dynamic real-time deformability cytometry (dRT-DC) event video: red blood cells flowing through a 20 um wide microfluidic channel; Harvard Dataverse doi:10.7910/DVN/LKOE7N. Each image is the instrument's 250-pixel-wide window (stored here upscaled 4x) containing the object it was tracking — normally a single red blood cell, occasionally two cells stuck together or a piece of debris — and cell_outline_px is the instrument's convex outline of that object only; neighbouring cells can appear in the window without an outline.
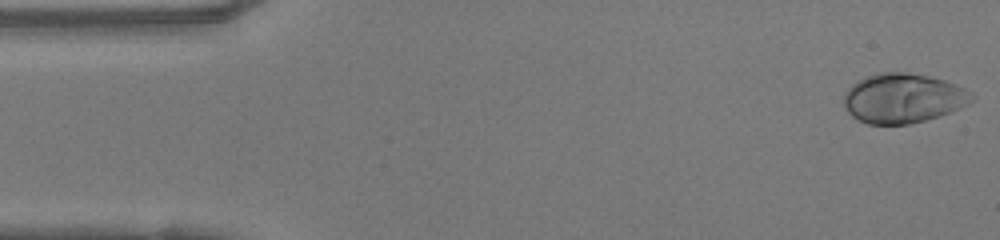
{"species": "human", "species_latin": "Homo sapiens", "temperature_condition": "warm", "stored_images_in_passage": 48, "camera_frame_rate_fps": 3000, "um_per_image_px": 0.085, "donor": {"sex": "female"}, "frame": {"image": 1, "passage_image": 1, "time_ms": 0.0, "image_size_px": [1000, 240], "cell_outline_px": [[976, 96], [972, 100], [940, 116], [908, 124], [868, 124], [852, 116], [848, 112], [844, 104], [844, 92], [852, 84], [868, 76], [880, 72], [908, 72], [928, 76], [944, 80], [956, 84], [964, 88]], "centroid_in_image_um": [76.73, 8.34], "position_along_channel_um": 8.3, "area_um2": 36.59}}
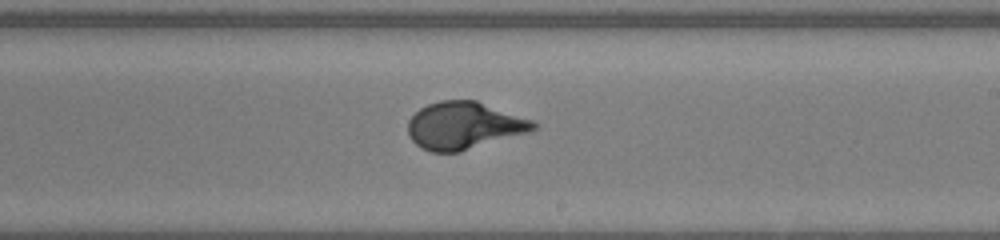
{"frame": {"image": 2, "passage_image": 27, "time_ms": 8.667, "image_size_px": [1000, 240], "cell_outline_px": [[540, 124], [532, 132], [460, 152], [432, 152], [416, 144], [412, 140], [408, 132], [408, 120], [420, 108], [428, 104], [440, 100], [476, 100], [536, 120]], "centroid_in_image_um": [39.52, 10.67], "position_along_channel_um": 249.5, "area_um2": 35.08}}
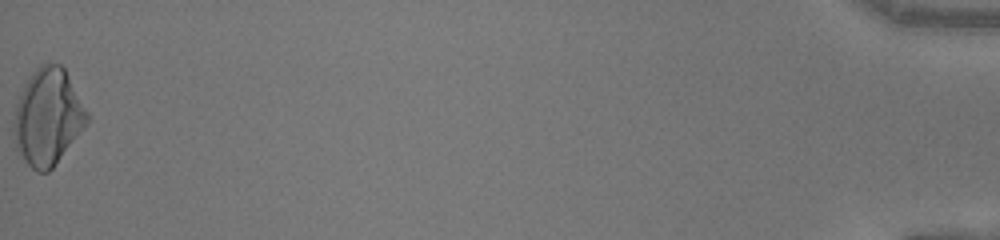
{"frame": {"image": 3, "passage_image": 48, "time_ms": 15.667, "image_size_px": [1000, 240], "cell_outline_px": [[88, 124], [52, 168], [48, 172], [36, 172], [24, 160], [16, 148], [12, 132], [12, 124], [16, 104], [24, 84], [32, 72], [40, 64], [60, 64], [64, 68], [88, 112]], "centroid_in_image_um": [4.04, 9.96], "position_along_channel_um": 431.2, "area_um2": 41.21}, "authors_computed_cell_mechanics": {"area_um2": 34.6511, "velocity_mm_per_s": 4.1824, "shape_relaxation_time_tau1_ms": 4.3385, "shape_relaxation_time_tau2_ms": null, "deformation_change_tau1": 0.2209, "deformation_change_tau2": null}}